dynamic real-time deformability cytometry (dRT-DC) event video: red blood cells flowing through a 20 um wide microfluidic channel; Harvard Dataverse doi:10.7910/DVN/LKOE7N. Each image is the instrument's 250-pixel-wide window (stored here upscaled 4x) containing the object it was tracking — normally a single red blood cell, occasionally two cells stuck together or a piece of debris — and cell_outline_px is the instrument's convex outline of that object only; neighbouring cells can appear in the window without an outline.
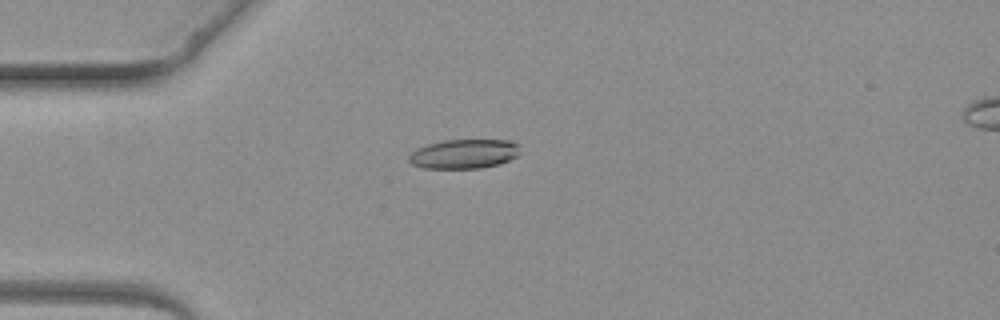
{"species": "common noctule bat (a hibernating species)", "species_latin": "Nyctalus noctula", "temperature_condition": "warm", "stored_images_in_passage": 5, "camera_frame_rate_fps": 3000, "um_per_image_px": 0.085, "animal": {"sex": "female", "body_mass_g": 19.3, "forearm_length_mm": 54.1}, "frame": {"image": 1, "passage_image": 4, "time_ms": 3.667, "image_size_px": [1000, 320], "cell_outline_px": [[520, 144], [516, 156], [500, 164], [480, 168], [424, 168], [412, 164], [408, 160], [408, 156], [416, 148], [428, 144], [444, 140], [508, 140]], "centroid_in_image_um": [39.42, 13.08], "position_along_channel_um": 45.6, "area_um2": 18.96}}